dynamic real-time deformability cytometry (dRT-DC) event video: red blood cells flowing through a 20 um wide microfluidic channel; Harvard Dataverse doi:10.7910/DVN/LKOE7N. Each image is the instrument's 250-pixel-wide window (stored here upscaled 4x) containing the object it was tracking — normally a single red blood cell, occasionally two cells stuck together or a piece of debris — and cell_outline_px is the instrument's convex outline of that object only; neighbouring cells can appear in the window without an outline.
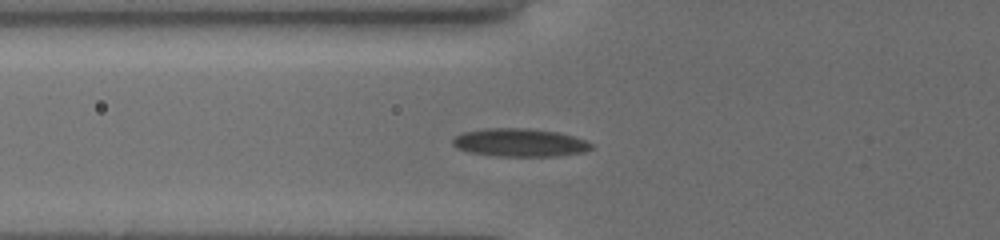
{"species": "common noctule bat (a hibernating species)", "species_latin": "Nyctalus noctula", "temperature_condition": "cold", "stored_images_in_passage": 5, "camera_frame_rate_fps": 3000, "um_per_image_px": 0.085, "animal": {"sex": "female", "body_mass_g": 19.5, "forearm_length_mm": 54.1}, "frame": {"image": 1, "passage_image": 2, "time_ms": 0.333, "image_size_px": [1000, 240], "cell_outline_px": [[592, 148], [584, 152], [556, 156], [496, 156], [468, 152], [456, 148], [452, 144], [452, 136], [460, 132], [484, 128], [528, 128], [556, 132], [572, 136], [584, 140], [592, 144]], "centroid_in_image_um": [44.09, 12.11], "position_along_channel_um": 81.7, "area_um2": 22.89}}